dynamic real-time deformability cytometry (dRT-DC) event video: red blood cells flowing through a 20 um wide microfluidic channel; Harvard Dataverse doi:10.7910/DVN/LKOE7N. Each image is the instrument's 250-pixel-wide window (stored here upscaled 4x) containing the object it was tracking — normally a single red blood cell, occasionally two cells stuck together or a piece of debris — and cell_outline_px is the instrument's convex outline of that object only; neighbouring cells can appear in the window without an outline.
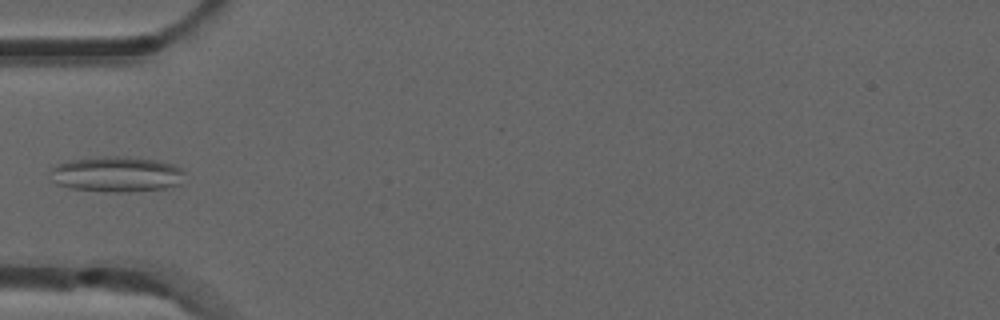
{"species": "common noctule bat (a hibernating species)", "species_latin": "Nyctalus noctula", "temperature_condition": "room temperature", "stored_images_in_passage": 5, "camera_frame_rate_fps": 3000, "um_per_image_px": 0.085, "animal": {"sex": "male", "forearm_length_mm": 52.5}, "frame": {"image": 1, "passage_image": 5, "time_ms": 1.333, "image_size_px": [1000, 320], "cell_outline_px": [[184, 172], [180, 184], [164, 188], [128, 192], [104, 192], [72, 188], [56, 184], [52, 180], [48, 172], [56, 164], [68, 160], [100, 156], [124, 156], [156, 160], [172, 164], [180, 168]], "centroid_in_image_um": [9.85, 14.8], "position_along_channel_um": 75.1, "area_um2": 28.03}}